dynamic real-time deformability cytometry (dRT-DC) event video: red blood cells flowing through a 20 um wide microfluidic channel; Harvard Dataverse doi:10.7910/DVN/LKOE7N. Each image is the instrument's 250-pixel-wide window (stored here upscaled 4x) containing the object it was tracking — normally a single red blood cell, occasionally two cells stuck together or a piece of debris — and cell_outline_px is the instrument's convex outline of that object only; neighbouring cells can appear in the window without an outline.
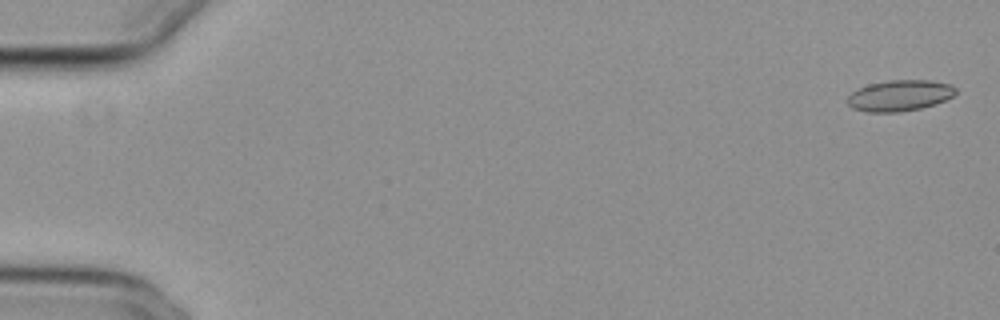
{"species": "common noctule bat (a hibernating species)", "species_latin": "Nyctalus noctula", "temperature_condition": "cold", "stored_images_in_passage": 13, "camera_frame_rate_fps": 3000, "um_per_image_px": 0.085, "animal": {"sex": "female", "body_mass_g": 29.2, "forearm_length_mm": 56.3}, "frame": {"image": 1, "passage_image": 1, "time_ms": 0.0, "image_size_px": [1000, 320], "cell_outline_px": [[956, 92], [952, 96], [936, 104], [920, 108], [900, 112], [868, 112], [852, 108], [848, 104], [848, 96], [852, 92], [868, 84], [888, 80], [932, 80], [952, 84], [956, 88]], "centroid_in_image_um": [76.49, 8.11], "position_along_channel_um": 8.5, "area_um2": 19.59}}